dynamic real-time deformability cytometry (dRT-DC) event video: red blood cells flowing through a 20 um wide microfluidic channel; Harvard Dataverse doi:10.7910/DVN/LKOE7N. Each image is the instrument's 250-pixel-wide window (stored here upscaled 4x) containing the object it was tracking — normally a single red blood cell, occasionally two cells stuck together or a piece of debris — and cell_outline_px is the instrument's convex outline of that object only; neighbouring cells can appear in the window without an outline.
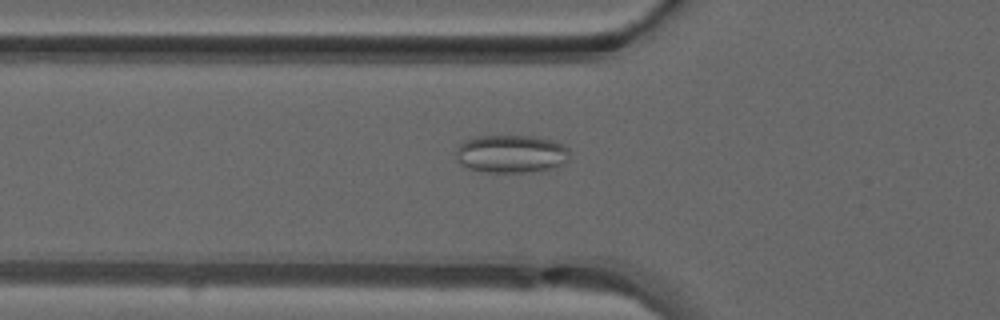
{"species": "common noctule bat (a hibernating species)", "species_latin": "Nyctalus noctula", "temperature_condition": "warm", "stored_images_in_passage": 40, "camera_frame_rate_fps": 3000, "um_per_image_px": 0.085, "animal": {"sex": "male", "forearm_length_mm": 52.5}, "frame": {"image": 1, "passage_image": 9, "time_ms": 2.667, "image_size_px": [1000, 320], "cell_outline_px": [[568, 160], [564, 164], [556, 168], [532, 172], [488, 172], [468, 168], [460, 164], [456, 160], [456, 148], [464, 140], [472, 136], [532, 136], [552, 140], [568, 148]], "centroid_in_image_um": [43.43, 13.08], "position_along_channel_um": 82.4, "area_um2": 25.43}}
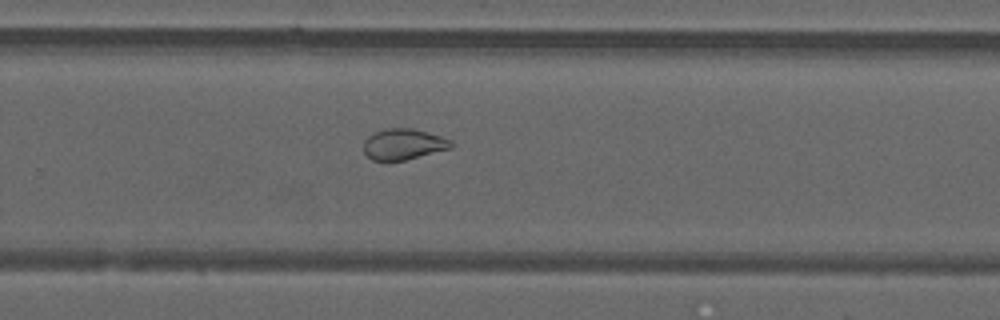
{"frame": {"image": 2, "passage_image": 24, "time_ms": 7.667, "image_size_px": [1000, 320], "cell_outline_px": [[452, 148], [388, 164], [372, 160], [364, 152], [364, 140], [368, 136], [376, 132], [388, 128], [412, 128], [428, 132], [452, 140]], "centroid_in_image_um": [34.26, 12.29], "position_along_channel_um": 295.5, "area_um2": 16.07}}
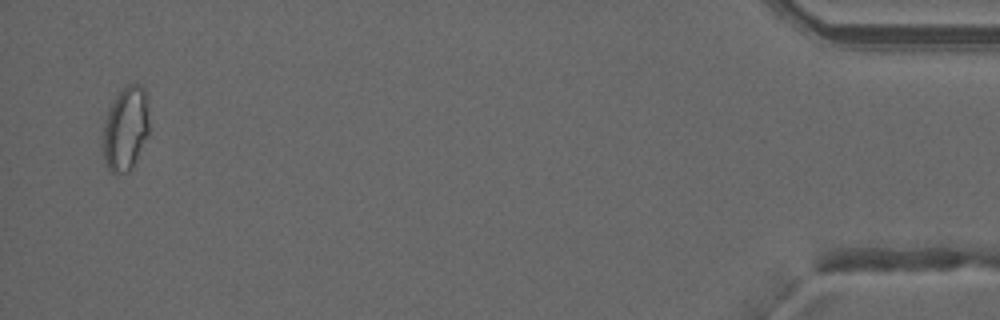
{"frame": {"image": 3, "passage_image": 39, "time_ms": 12.667, "image_size_px": [1000, 320], "cell_outline_px": [[148, 132], [132, 168], [128, 172], [112, 172], [104, 164], [104, 120], [112, 100], [128, 84], [140, 84], [144, 88], [148, 100]], "centroid_in_image_um": [10.68, 10.9], "position_along_channel_um": 424.5, "area_um2": 22.37}, "authors_computed_cell_mechanics": {"area_um2": 19.9121, "velocity_mm_per_s": 4.2578, "shape_relaxation_time_tau1_ms": null, "shape_relaxation_time_tau2_ms": 1.4887, "deformation_change_tau1": null, "deformation_change_tau2": 0.0714}}